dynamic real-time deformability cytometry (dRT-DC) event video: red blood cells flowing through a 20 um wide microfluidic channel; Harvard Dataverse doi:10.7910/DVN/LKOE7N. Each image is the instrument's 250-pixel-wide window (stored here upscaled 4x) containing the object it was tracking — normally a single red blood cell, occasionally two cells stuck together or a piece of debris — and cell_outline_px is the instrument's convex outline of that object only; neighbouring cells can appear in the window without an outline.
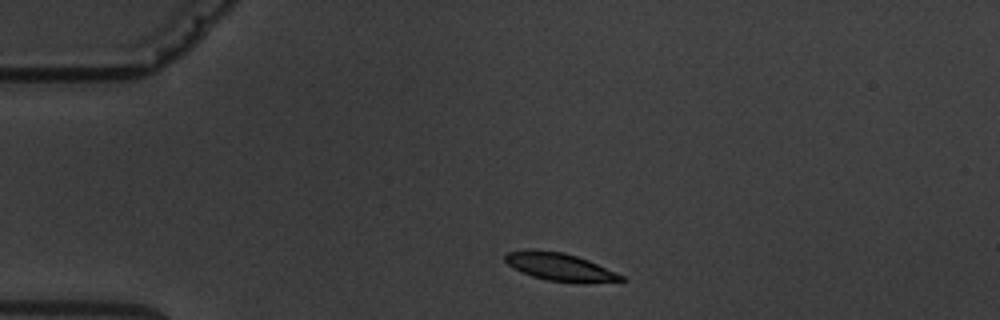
{"species": "common noctule bat (a hibernating species)", "species_latin": "Nyctalus noctula", "temperature_condition": "warm", "stored_images_in_passage": 4, "camera_frame_rate_fps": 3000, "um_per_image_px": 0.085, "animal": {"sex": "male", "body_mass_g": 19.5, "forearm_length_mm": 54.6}, "frame": {"image": 1, "passage_image": 1, "time_ms": 0.0, "image_size_px": [1000, 320], "cell_outline_px": [[628, 280], [584, 284], [580, 284], [544, 280], [532, 276], [508, 264], [504, 260], [504, 256], [508, 252], [528, 248], [532, 248], [564, 252], [588, 260], [616, 272], [624, 276]], "centroid_in_image_um": [47.62, 22.69], "position_along_channel_um": 37.4, "area_um2": 19.19}}
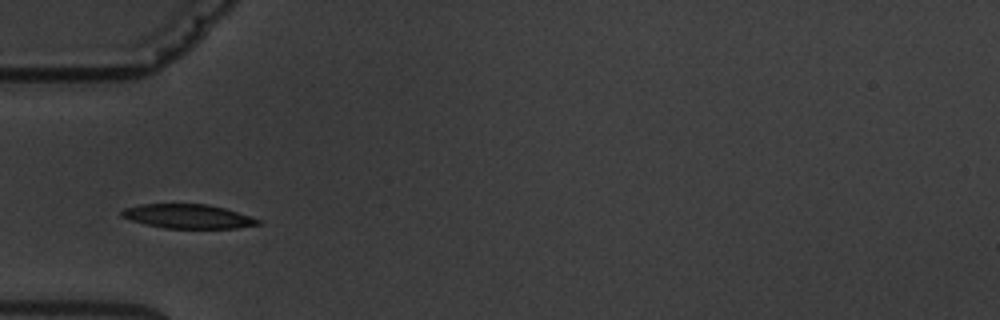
{"frame": {"image": 2, "passage_image": 3, "time_ms": 2.0, "image_size_px": [1000, 320], "cell_outline_px": [[260, 224], [240, 228], [164, 228], [144, 224], [120, 216], [120, 212], [124, 208], [140, 204], [208, 204], [224, 208], [260, 220]], "centroid_in_image_um": [15.93, 18.39], "position_along_channel_um": 69.1, "area_um2": 19.07}}